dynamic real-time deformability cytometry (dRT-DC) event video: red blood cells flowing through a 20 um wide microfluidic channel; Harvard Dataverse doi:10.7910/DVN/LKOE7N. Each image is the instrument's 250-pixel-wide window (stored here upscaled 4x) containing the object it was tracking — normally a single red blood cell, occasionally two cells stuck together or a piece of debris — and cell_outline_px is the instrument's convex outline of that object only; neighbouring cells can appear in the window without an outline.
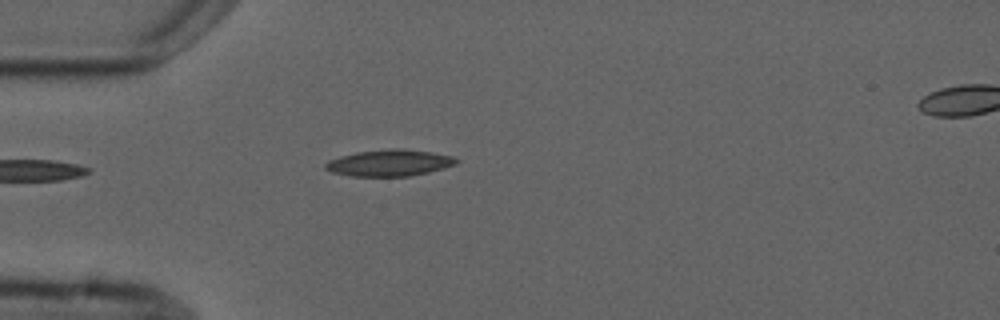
{"species": "common noctule bat (a hibernating species)", "species_latin": "Nyctalus noctula", "temperature_condition": "cold", "stored_images_in_passage": 2, "segment_of_instrument_passage": [1, 2], "camera_frame_rate_fps": 3000, "um_per_image_px": 0.085, "animal": {"sex": "male", "forearm_length_mm": 52.5}, "frame": {"image": 1, "passage_image": 1, "time_ms": 0.0, "image_size_px": [1000, 320], "cell_outline_px": [[460, 160], [456, 164], [444, 168], [428, 172], [408, 176], [352, 176], [332, 172], [324, 168], [324, 164], [328, 160], [340, 156], [356, 152], [392, 148], [400, 148], [432, 152], [452, 156]], "centroid_in_image_um": [33.1, 13.84], "position_along_channel_um": 51.9, "area_um2": 20.23}}